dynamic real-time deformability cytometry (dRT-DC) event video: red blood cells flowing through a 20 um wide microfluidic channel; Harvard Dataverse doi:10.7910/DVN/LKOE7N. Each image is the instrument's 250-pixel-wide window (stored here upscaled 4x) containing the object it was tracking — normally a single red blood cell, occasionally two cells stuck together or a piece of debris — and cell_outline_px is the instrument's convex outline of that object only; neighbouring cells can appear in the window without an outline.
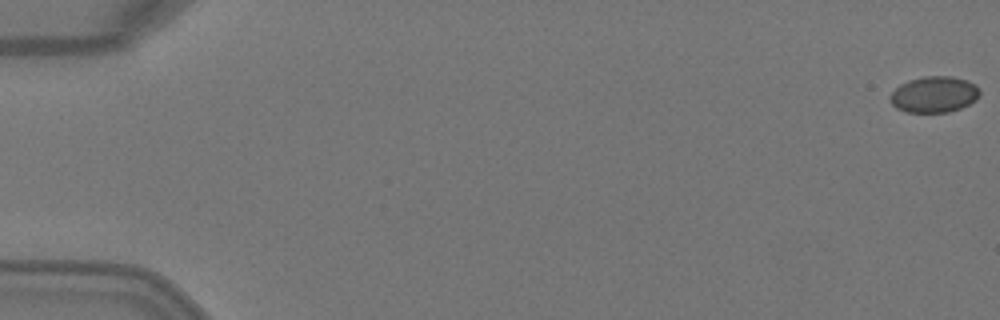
{"species": "Egyptian fruit bat (a non-hibernating species)", "species_latin": "Rousettus aegyptiacus", "temperature_condition": "warm", "stored_images_in_passage": 4, "camera_frame_rate_fps": 3000, "um_per_image_px": 0.085, "animal": {"sex": "female"}, "frame": {"image": 1, "passage_image": 1, "time_ms": 0.0, "image_size_px": [1000, 320], "cell_outline_px": [[980, 96], [976, 100], [960, 108], [948, 112], [908, 112], [896, 108], [888, 100], [888, 96], [900, 84], [908, 80], [924, 76], [952, 76], [968, 80], [976, 84], [980, 88]], "centroid_in_image_um": [79.41, 8.01], "position_along_channel_um": 5.6, "area_um2": 19.13}}